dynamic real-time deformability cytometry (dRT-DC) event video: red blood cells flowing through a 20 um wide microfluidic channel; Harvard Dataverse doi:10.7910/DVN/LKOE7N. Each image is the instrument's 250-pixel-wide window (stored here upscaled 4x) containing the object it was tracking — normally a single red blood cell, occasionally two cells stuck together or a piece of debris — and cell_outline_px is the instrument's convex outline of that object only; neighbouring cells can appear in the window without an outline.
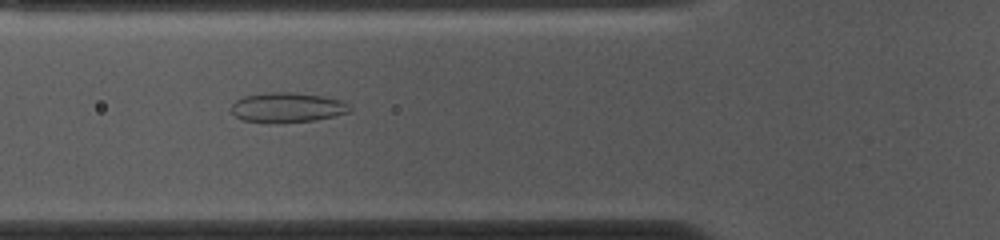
{"species": "common noctule bat (a hibernating species)", "species_latin": "Nyctalus noctula", "temperature_condition": "cold", "stored_images_in_passage": 53, "camera_frame_rate_fps": 3000, "um_per_image_px": 0.085, "animal": {"sex": "female", "body_mass_g": 10.0, "forearm_length_mm": 53.1}, "frame": {"image": 1, "passage_image": 18, "time_ms": 5.667, "image_size_px": [1000, 240], "cell_outline_px": [[352, 108], [348, 112], [316, 120], [244, 120], [236, 116], [232, 112], [232, 104], [236, 100], [244, 96], [264, 92], [292, 92], [324, 96], [340, 100], [348, 104]], "centroid_in_image_um": [24.44, 9.07], "position_along_channel_um": 101.4, "area_um2": 19.71}}
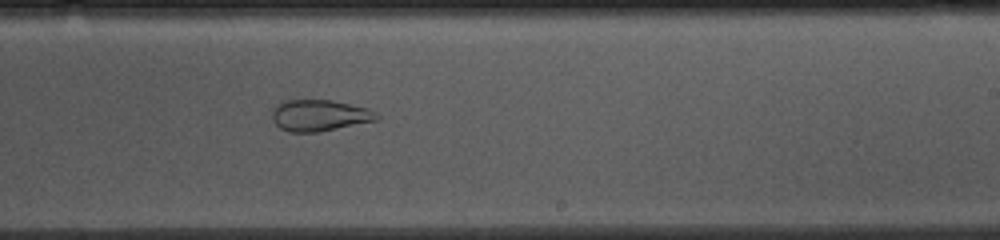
{"frame": {"image": 2, "passage_image": 31, "time_ms": 10.0, "image_size_px": [1000, 240], "cell_outline_px": [[380, 116], [376, 120], [316, 132], [288, 132], [280, 128], [272, 120], [272, 108], [276, 104], [284, 100], [332, 100], [368, 108]], "centroid_in_image_um": [27.09, 9.8], "position_along_channel_um": 261.9, "area_um2": 19.02}}
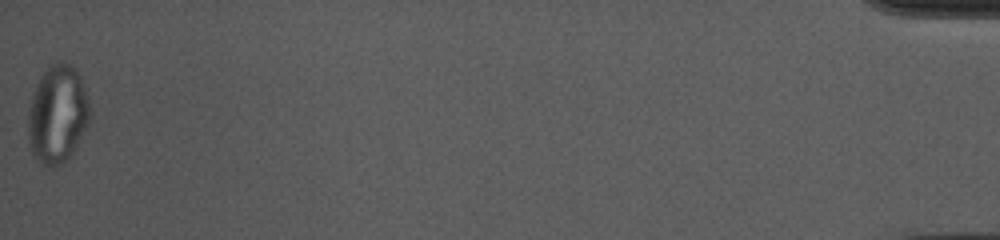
{"frame": {"image": 3, "passage_image": 53, "time_ms": 17.333, "image_size_px": [1000, 240], "cell_outline_px": [[92, 116], [88, 124], [72, 152], [60, 164], [48, 168], [32, 152], [28, 140], [28, 112], [32, 96], [40, 76], [52, 64], [60, 60], [64, 60], [76, 68], [84, 84], [88, 96], [92, 112]], "centroid_in_image_um": [4.92, 9.66], "position_along_channel_um": 430.3, "area_um2": 35.32}, "authors_computed_cell_mechanics": {"area_um2": 26.7614, "velocity_mm_per_s": 3.6999, "shape_relaxation_time_tau1_ms": null, "shape_relaxation_time_tau2_ms": 1.4031, "deformation_change_tau1": null, "deformation_change_tau2": 0.0652}}